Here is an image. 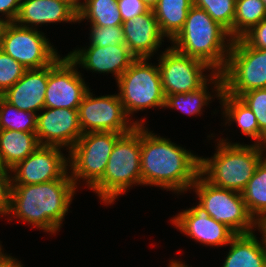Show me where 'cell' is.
<instances>
[{
	"label": "cell",
	"mask_w": 266,
	"mask_h": 267,
	"mask_svg": "<svg viewBox=\"0 0 266 267\" xmlns=\"http://www.w3.org/2000/svg\"><path fill=\"white\" fill-rule=\"evenodd\" d=\"M141 125L142 185L185 192L199 175L200 157Z\"/></svg>",
	"instance_id": "1"
},
{
	"label": "cell",
	"mask_w": 266,
	"mask_h": 267,
	"mask_svg": "<svg viewBox=\"0 0 266 267\" xmlns=\"http://www.w3.org/2000/svg\"><path fill=\"white\" fill-rule=\"evenodd\" d=\"M76 189L68 173L46 183L13 185L8 215L54 234L61 228Z\"/></svg>",
	"instance_id": "2"
},
{
	"label": "cell",
	"mask_w": 266,
	"mask_h": 267,
	"mask_svg": "<svg viewBox=\"0 0 266 267\" xmlns=\"http://www.w3.org/2000/svg\"><path fill=\"white\" fill-rule=\"evenodd\" d=\"M232 41L224 27L214 21L204 9L193 5L182 30L172 40V47L182 54L205 62L212 68V74L221 73L226 67Z\"/></svg>",
	"instance_id": "3"
},
{
	"label": "cell",
	"mask_w": 266,
	"mask_h": 267,
	"mask_svg": "<svg viewBox=\"0 0 266 267\" xmlns=\"http://www.w3.org/2000/svg\"><path fill=\"white\" fill-rule=\"evenodd\" d=\"M217 144L213 157H200L199 174L213 186L241 193L264 158L266 147L230 143L223 138Z\"/></svg>",
	"instance_id": "4"
},
{
	"label": "cell",
	"mask_w": 266,
	"mask_h": 267,
	"mask_svg": "<svg viewBox=\"0 0 266 267\" xmlns=\"http://www.w3.org/2000/svg\"><path fill=\"white\" fill-rule=\"evenodd\" d=\"M133 184L142 185L141 125L117 139L103 177L91 189L108 205Z\"/></svg>",
	"instance_id": "5"
},
{
	"label": "cell",
	"mask_w": 266,
	"mask_h": 267,
	"mask_svg": "<svg viewBox=\"0 0 266 267\" xmlns=\"http://www.w3.org/2000/svg\"><path fill=\"white\" fill-rule=\"evenodd\" d=\"M159 70L165 96L176 93H189L198 90L206 82L214 84L216 96L223 91L221 73L204 74L205 69L212 70L205 62L180 53L175 48L168 47L159 58ZM206 75V76H205Z\"/></svg>",
	"instance_id": "6"
},
{
	"label": "cell",
	"mask_w": 266,
	"mask_h": 267,
	"mask_svg": "<svg viewBox=\"0 0 266 267\" xmlns=\"http://www.w3.org/2000/svg\"><path fill=\"white\" fill-rule=\"evenodd\" d=\"M148 60L136 59L117 80L118 96L128 116L139 110L165 105L159 67Z\"/></svg>",
	"instance_id": "7"
},
{
	"label": "cell",
	"mask_w": 266,
	"mask_h": 267,
	"mask_svg": "<svg viewBox=\"0 0 266 267\" xmlns=\"http://www.w3.org/2000/svg\"><path fill=\"white\" fill-rule=\"evenodd\" d=\"M221 75L223 90L234 97L266 88V49L251 47L242 38L234 39Z\"/></svg>",
	"instance_id": "8"
},
{
	"label": "cell",
	"mask_w": 266,
	"mask_h": 267,
	"mask_svg": "<svg viewBox=\"0 0 266 267\" xmlns=\"http://www.w3.org/2000/svg\"><path fill=\"white\" fill-rule=\"evenodd\" d=\"M191 188L195 189L199 204L205 208L209 216L225 224L235 234L252 233L253 229L258 227V223L249 214L240 192L213 186L200 174Z\"/></svg>",
	"instance_id": "9"
},
{
	"label": "cell",
	"mask_w": 266,
	"mask_h": 267,
	"mask_svg": "<svg viewBox=\"0 0 266 267\" xmlns=\"http://www.w3.org/2000/svg\"><path fill=\"white\" fill-rule=\"evenodd\" d=\"M121 135L116 132L82 134L68 156L71 179L76 187L77 181L83 179L91 189L103 177L111 152Z\"/></svg>",
	"instance_id": "10"
},
{
	"label": "cell",
	"mask_w": 266,
	"mask_h": 267,
	"mask_svg": "<svg viewBox=\"0 0 266 267\" xmlns=\"http://www.w3.org/2000/svg\"><path fill=\"white\" fill-rule=\"evenodd\" d=\"M37 28H26L15 22L4 23L0 49L26 69H39L53 64L60 55L48 38Z\"/></svg>",
	"instance_id": "11"
},
{
	"label": "cell",
	"mask_w": 266,
	"mask_h": 267,
	"mask_svg": "<svg viewBox=\"0 0 266 267\" xmlns=\"http://www.w3.org/2000/svg\"><path fill=\"white\" fill-rule=\"evenodd\" d=\"M92 94L88 90L78 108L79 124L83 134L88 132L125 134L138 125H145L143 120L135 122L129 120L130 117L126 114L118 94L100 97H93Z\"/></svg>",
	"instance_id": "12"
},
{
	"label": "cell",
	"mask_w": 266,
	"mask_h": 267,
	"mask_svg": "<svg viewBox=\"0 0 266 267\" xmlns=\"http://www.w3.org/2000/svg\"><path fill=\"white\" fill-rule=\"evenodd\" d=\"M76 67L68 56L59 57L48 66L45 108L78 110L89 87Z\"/></svg>",
	"instance_id": "13"
},
{
	"label": "cell",
	"mask_w": 266,
	"mask_h": 267,
	"mask_svg": "<svg viewBox=\"0 0 266 267\" xmlns=\"http://www.w3.org/2000/svg\"><path fill=\"white\" fill-rule=\"evenodd\" d=\"M61 148L40 145L26 159L18 162L11 173L13 185L46 183L63 178L70 170Z\"/></svg>",
	"instance_id": "14"
},
{
	"label": "cell",
	"mask_w": 266,
	"mask_h": 267,
	"mask_svg": "<svg viewBox=\"0 0 266 267\" xmlns=\"http://www.w3.org/2000/svg\"><path fill=\"white\" fill-rule=\"evenodd\" d=\"M46 111L37 113L36 137L39 145L68 147L71 150L82 130L79 124L78 110L67 108H44Z\"/></svg>",
	"instance_id": "15"
},
{
	"label": "cell",
	"mask_w": 266,
	"mask_h": 267,
	"mask_svg": "<svg viewBox=\"0 0 266 267\" xmlns=\"http://www.w3.org/2000/svg\"><path fill=\"white\" fill-rule=\"evenodd\" d=\"M171 221L185 235L207 246H227L236 235L225 224L210 217L199 203L175 215Z\"/></svg>",
	"instance_id": "16"
},
{
	"label": "cell",
	"mask_w": 266,
	"mask_h": 267,
	"mask_svg": "<svg viewBox=\"0 0 266 267\" xmlns=\"http://www.w3.org/2000/svg\"><path fill=\"white\" fill-rule=\"evenodd\" d=\"M76 65L98 73H112L116 81L137 59L125 43L105 47L90 45L67 55Z\"/></svg>",
	"instance_id": "17"
},
{
	"label": "cell",
	"mask_w": 266,
	"mask_h": 267,
	"mask_svg": "<svg viewBox=\"0 0 266 267\" xmlns=\"http://www.w3.org/2000/svg\"><path fill=\"white\" fill-rule=\"evenodd\" d=\"M48 83V66L26 69L23 76L1 97L19 110L32 113L44 110L45 93Z\"/></svg>",
	"instance_id": "18"
},
{
	"label": "cell",
	"mask_w": 266,
	"mask_h": 267,
	"mask_svg": "<svg viewBox=\"0 0 266 267\" xmlns=\"http://www.w3.org/2000/svg\"><path fill=\"white\" fill-rule=\"evenodd\" d=\"M62 21L78 22L77 6L71 0H21L15 23L34 28V25Z\"/></svg>",
	"instance_id": "19"
},
{
	"label": "cell",
	"mask_w": 266,
	"mask_h": 267,
	"mask_svg": "<svg viewBox=\"0 0 266 267\" xmlns=\"http://www.w3.org/2000/svg\"><path fill=\"white\" fill-rule=\"evenodd\" d=\"M124 41L130 52L137 58L149 59L162 44V35L153 10H148L122 23Z\"/></svg>",
	"instance_id": "20"
},
{
	"label": "cell",
	"mask_w": 266,
	"mask_h": 267,
	"mask_svg": "<svg viewBox=\"0 0 266 267\" xmlns=\"http://www.w3.org/2000/svg\"><path fill=\"white\" fill-rule=\"evenodd\" d=\"M236 234L230 240V250L222 267H266V242L262 234Z\"/></svg>",
	"instance_id": "21"
},
{
	"label": "cell",
	"mask_w": 266,
	"mask_h": 267,
	"mask_svg": "<svg viewBox=\"0 0 266 267\" xmlns=\"http://www.w3.org/2000/svg\"><path fill=\"white\" fill-rule=\"evenodd\" d=\"M39 146L36 133L0 130V165L11 169Z\"/></svg>",
	"instance_id": "22"
},
{
	"label": "cell",
	"mask_w": 266,
	"mask_h": 267,
	"mask_svg": "<svg viewBox=\"0 0 266 267\" xmlns=\"http://www.w3.org/2000/svg\"><path fill=\"white\" fill-rule=\"evenodd\" d=\"M220 104L223 107V114L227 122L235 121L241 128V132L253 140L257 141L255 144L266 147V136L260 131L256 116L251 109L246 106L238 97L227 94L224 90L219 98ZM226 115V116H225Z\"/></svg>",
	"instance_id": "23"
},
{
	"label": "cell",
	"mask_w": 266,
	"mask_h": 267,
	"mask_svg": "<svg viewBox=\"0 0 266 267\" xmlns=\"http://www.w3.org/2000/svg\"><path fill=\"white\" fill-rule=\"evenodd\" d=\"M192 6L193 0H159L153 12L164 37L172 41L177 36Z\"/></svg>",
	"instance_id": "24"
},
{
	"label": "cell",
	"mask_w": 266,
	"mask_h": 267,
	"mask_svg": "<svg viewBox=\"0 0 266 267\" xmlns=\"http://www.w3.org/2000/svg\"><path fill=\"white\" fill-rule=\"evenodd\" d=\"M249 214L259 223L266 216V157L241 192Z\"/></svg>",
	"instance_id": "25"
},
{
	"label": "cell",
	"mask_w": 266,
	"mask_h": 267,
	"mask_svg": "<svg viewBox=\"0 0 266 267\" xmlns=\"http://www.w3.org/2000/svg\"><path fill=\"white\" fill-rule=\"evenodd\" d=\"M78 22L90 20L91 25L118 26L123 21L117 0H84L77 6Z\"/></svg>",
	"instance_id": "26"
},
{
	"label": "cell",
	"mask_w": 266,
	"mask_h": 267,
	"mask_svg": "<svg viewBox=\"0 0 266 267\" xmlns=\"http://www.w3.org/2000/svg\"><path fill=\"white\" fill-rule=\"evenodd\" d=\"M263 19H266V8L262 0H236L233 40L241 38Z\"/></svg>",
	"instance_id": "27"
},
{
	"label": "cell",
	"mask_w": 266,
	"mask_h": 267,
	"mask_svg": "<svg viewBox=\"0 0 266 267\" xmlns=\"http://www.w3.org/2000/svg\"><path fill=\"white\" fill-rule=\"evenodd\" d=\"M37 114L19 110L0 96V130L36 133Z\"/></svg>",
	"instance_id": "28"
},
{
	"label": "cell",
	"mask_w": 266,
	"mask_h": 267,
	"mask_svg": "<svg viewBox=\"0 0 266 267\" xmlns=\"http://www.w3.org/2000/svg\"><path fill=\"white\" fill-rule=\"evenodd\" d=\"M207 82L198 90L189 93H176L166 96L164 108L178 109L186 115L200 114L204 105L212 99L207 91Z\"/></svg>",
	"instance_id": "29"
},
{
	"label": "cell",
	"mask_w": 266,
	"mask_h": 267,
	"mask_svg": "<svg viewBox=\"0 0 266 267\" xmlns=\"http://www.w3.org/2000/svg\"><path fill=\"white\" fill-rule=\"evenodd\" d=\"M193 5L204 9L233 39L236 0H193Z\"/></svg>",
	"instance_id": "30"
},
{
	"label": "cell",
	"mask_w": 266,
	"mask_h": 267,
	"mask_svg": "<svg viewBox=\"0 0 266 267\" xmlns=\"http://www.w3.org/2000/svg\"><path fill=\"white\" fill-rule=\"evenodd\" d=\"M26 68L0 49V96L24 74Z\"/></svg>",
	"instance_id": "31"
},
{
	"label": "cell",
	"mask_w": 266,
	"mask_h": 267,
	"mask_svg": "<svg viewBox=\"0 0 266 267\" xmlns=\"http://www.w3.org/2000/svg\"><path fill=\"white\" fill-rule=\"evenodd\" d=\"M238 98L251 109L260 131L266 136V88L245 92Z\"/></svg>",
	"instance_id": "32"
},
{
	"label": "cell",
	"mask_w": 266,
	"mask_h": 267,
	"mask_svg": "<svg viewBox=\"0 0 266 267\" xmlns=\"http://www.w3.org/2000/svg\"><path fill=\"white\" fill-rule=\"evenodd\" d=\"M90 45L105 47L125 43L122 25L97 26L91 25Z\"/></svg>",
	"instance_id": "33"
},
{
	"label": "cell",
	"mask_w": 266,
	"mask_h": 267,
	"mask_svg": "<svg viewBox=\"0 0 266 267\" xmlns=\"http://www.w3.org/2000/svg\"><path fill=\"white\" fill-rule=\"evenodd\" d=\"M10 169L0 165V215H7L11 204L12 176Z\"/></svg>",
	"instance_id": "34"
},
{
	"label": "cell",
	"mask_w": 266,
	"mask_h": 267,
	"mask_svg": "<svg viewBox=\"0 0 266 267\" xmlns=\"http://www.w3.org/2000/svg\"><path fill=\"white\" fill-rule=\"evenodd\" d=\"M117 4L123 22L131 20L149 10L142 0H117Z\"/></svg>",
	"instance_id": "35"
},
{
	"label": "cell",
	"mask_w": 266,
	"mask_h": 267,
	"mask_svg": "<svg viewBox=\"0 0 266 267\" xmlns=\"http://www.w3.org/2000/svg\"><path fill=\"white\" fill-rule=\"evenodd\" d=\"M241 38L251 47L266 49V19L252 27Z\"/></svg>",
	"instance_id": "36"
},
{
	"label": "cell",
	"mask_w": 266,
	"mask_h": 267,
	"mask_svg": "<svg viewBox=\"0 0 266 267\" xmlns=\"http://www.w3.org/2000/svg\"><path fill=\"white\" fill-rule=\"evenodd\" d=\"M21 0H0V13L5 15L3 19L4 23L15 22L19 10H20Z\"/></svg>",
	"instance_id": "37"
},
{
	"label": "cell",
	"mask_w": 266,
	"mask_h": 267,
	"mask_svg": "<svg viewBox=\"0 0 266 267\" xmlns=\"http://www.w3.org/2000/svg\"><path fill=\"white\" fill-rule=\"evenodd\" d=\"M0 267H23L21 261L4 253L0 256Z\"/></svg>",
	"instance_id": "38"
},
{
	"label": "cell",
	"mask_w": 266,
	"mask_h": 267,
	"mask_svg": "<svg viewBox=\"0 0 266 267\" xmlns=\"http://www.w3.org/2000/svg\"><path fill=\"white\" fill-rule=\"evenodd\" d=\"M257 229L261 231L266 242V216L258 223Z\"/></svg>",
	"instance_id": "39"
},
{
	"label": "cell",
	"mask_w": 266,
	"mask_h": 267,
	"mask_svg": "<svg viewBox=\"0 0 266 267\" xmlns=\"http://www.w3.org/2000/svg\"><path fill=\"white\" fill-rule=\"evenodd\" d=\"M144 4L150 9L153 10V8L158 4L159 0H142Z\"/></svg>",
	"instance_id": "40"
},
{
	"label": "cell",
	"mask_w": 266,
	"mask_h": 267,
	"mask_svg": "<svg viewBox=\"0 0 266 267\" xmlns=\"http://www.w3.org/2000/svg\"><path fill=\"white\" fill-rule=\"evenodd\" d=\"M173 267H189L188 265H185L184 263L178 261Z\"/></svg>",
	"instance_id": "41"
},
{
	"label": "cell",
	"mask_w": 266,
	"mask_h": 267,
	"mask_svg": "<svg viewBox=\"0 0 266 267\" xmlns=\"http://www.w3.org/2000/svg\"><path fill=\"white\" fill-rule=\"evenodd\" d=\"M177 262L178 260H171L168 267H173Z\"/></svg>",
	"instance_id": "42"
},
{
	"label": "cell",
	"mask_w": 266,
	"mask_h": 267,
	"mask_svg": "<svg viewBox=\"0 0 266 267\" xmlns=\"http://www.w3.org/2000/svg\"><path fill=\"white\" fill-rule=\"evenodd\" d=\"M3 25H4L3 19L0 18V35H1V31H2Z\"/></svg>",
	"instance_id": "43"
},
{
	"label": "cell",
	"mask_w": 266,
	"mask_h": 267,
	"mask_svg": "<svg viewBox=\"0 0 266 267\" xmlns=\"http://www.w3.org/2000/svg\"><path fill=\"white\" fill-rule=\"evenodd\" d=\"M76 6H78L81 2L80 0H71Z\"/></svg>",
	"instance_id": "44"
},
{
	"label": "cell",
	"mask_w": 266,
	"mask_h": 267,
	"mask_svg": "<svg viewBox=\"0 0 266 267\" xmlns=\"http://www.w3.org/2000/svg\"><path fill=\"white\" fill-rule=\"evenodd\" d=\"M2 246H1V244H0V256L3 254V252H2V248H1Z\"/></svg>",
	"instance_id": "45"
},
{
	"label": "cell",
	"mask_w": 266,
	"mask_h": 267,
	"mask_svg": "<svg viewBox=\"0 0 266 267\" xmlns=\"http://www.w3.org/2000/svg\"><path fill=\"white\" fill-rule=\"evenodd\" d=\"M262 1H263V3H264L265 8H266V0H262Z\"/></svg>",
	"instance_id": "46"
}]
</instances>
